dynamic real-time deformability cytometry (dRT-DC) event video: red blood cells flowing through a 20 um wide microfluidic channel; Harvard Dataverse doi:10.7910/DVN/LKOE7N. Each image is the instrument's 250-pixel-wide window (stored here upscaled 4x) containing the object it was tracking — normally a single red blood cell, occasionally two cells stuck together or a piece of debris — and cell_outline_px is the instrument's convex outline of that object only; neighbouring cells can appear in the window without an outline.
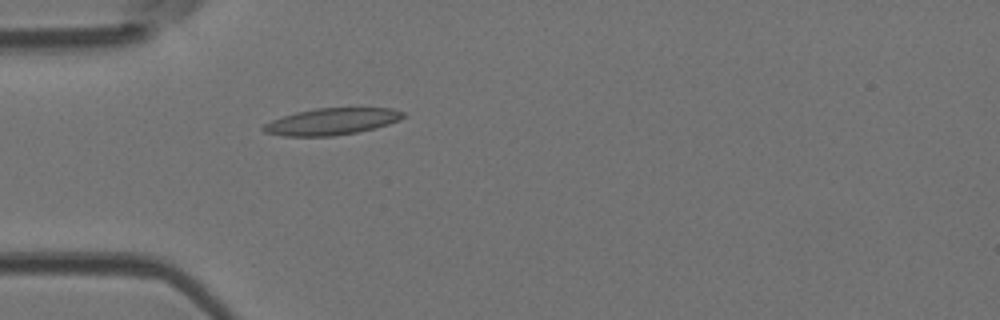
{"species": "Egyptian fruit bat (a non-hibernating species)", "species_latin": "Rousettus aegyptiacus", "temperature_condition": "room temperature", "stored_images_in_passage": 1, "camera_frame_rate_fps": 3000, "um_per_image_px": 0.085, "animal": {"sex": "female"}, "frame": {"image": 1, "passage_image": 1, "time_ms": 0.0, "image_size_px": [1000, 320], "cell_outline_px": [[404, 116], [400, 120], [376, 128], [356, 132], [332, 136], [284, 136], [264, 132], [260, 128], [264, 124], [272, 120], [296, 112], [316, 108], [392, 108], [404, 112]], "centroid_in_image_um": [28.19, 10.33], "position_along_channel_um": 56.8, "area_um2": 21.68}}